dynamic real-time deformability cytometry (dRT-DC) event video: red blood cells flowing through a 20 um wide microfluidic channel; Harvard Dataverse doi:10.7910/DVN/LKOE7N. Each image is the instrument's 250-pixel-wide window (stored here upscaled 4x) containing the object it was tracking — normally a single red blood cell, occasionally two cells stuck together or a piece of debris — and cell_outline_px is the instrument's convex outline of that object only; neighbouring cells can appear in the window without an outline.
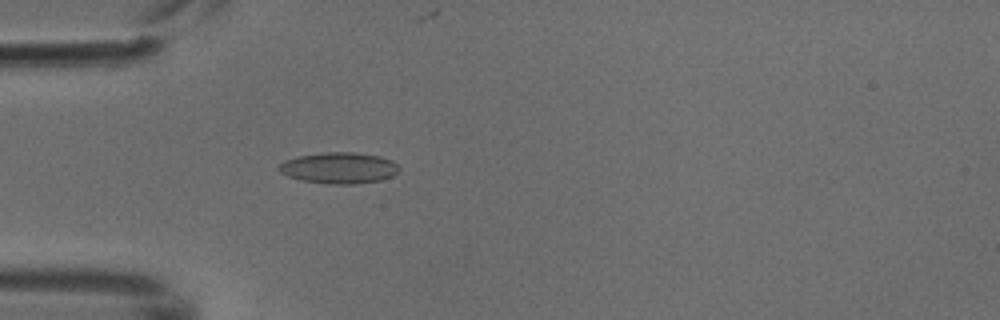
{"species": "common noctule bat (a hibernating species)", "species_latin": "Nyctalus noctula", "temperature_condition": "cold", "stored_images_in_passage": 5, "camera_frame_rate_fps": 3000, "um_per_image_px": 0.085, "animal": {"sex": "male", "body_mass_g": 18.8}, "frame": {"image": 1, "passage_image": 5, "time_ms": 1.333, "image_size_px": [1000, 320], "cell_outline_px": [[400, 168], [392, 176], [380, 180], [356, 184], [328, 184], [300, 180], [288, 176], [280, 172], [276, 168], [284, 160], [296, 156], [324, 152], [352, 152], [380, 156], [392, 160]], "centroid_in_image_um": [28.78, 14.27], "position_along_channel_um": 56.2, "area_um2": 21.96}}